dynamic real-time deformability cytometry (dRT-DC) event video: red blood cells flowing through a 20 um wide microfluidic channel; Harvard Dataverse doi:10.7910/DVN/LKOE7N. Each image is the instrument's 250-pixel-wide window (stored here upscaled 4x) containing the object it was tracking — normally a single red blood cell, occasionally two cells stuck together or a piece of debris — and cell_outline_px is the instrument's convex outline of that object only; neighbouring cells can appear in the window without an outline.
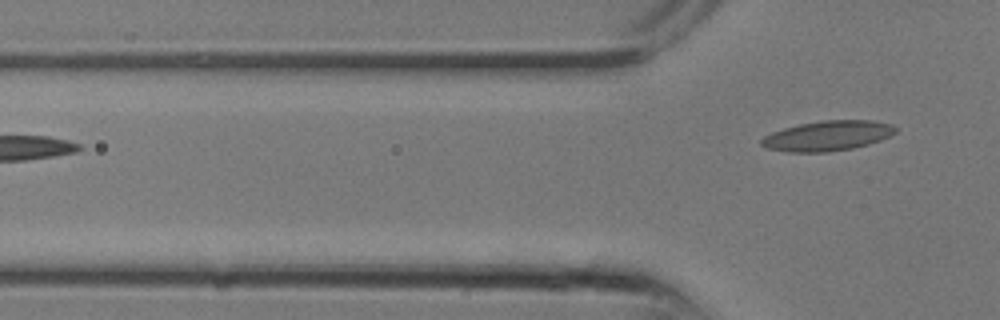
{"species": "common noctule bat (a hibernating species)", "species_latin": "Nyctalus noctula", "temperature_condition": "room temperature", "stored_images_in_passage": 4, "camera_frame_rate_fps": 3000, "um_per_image_px": 0.085, "animal": {"sex": "male", "body_mass_g": 13.3}, "frame": {"image": 1, "passage_image": 4, "time_ms": 1.0, "image_size_px": [1000, 320], "cell_outline_px": [[896, 132], [892, 136], [868, 144], [852, 148], [828, 152], [788, 152], [768, 148], [760, 144], [760, 140], [764, 136], [772, 132], [784, 128], [800, 124], [824, 120], [872, 120], [892, 124], [896, 128]], "centroid_in_image_um": [70.36, 11.54], "position_along_channel_um": 55.4, "area_um2": 23.47}}